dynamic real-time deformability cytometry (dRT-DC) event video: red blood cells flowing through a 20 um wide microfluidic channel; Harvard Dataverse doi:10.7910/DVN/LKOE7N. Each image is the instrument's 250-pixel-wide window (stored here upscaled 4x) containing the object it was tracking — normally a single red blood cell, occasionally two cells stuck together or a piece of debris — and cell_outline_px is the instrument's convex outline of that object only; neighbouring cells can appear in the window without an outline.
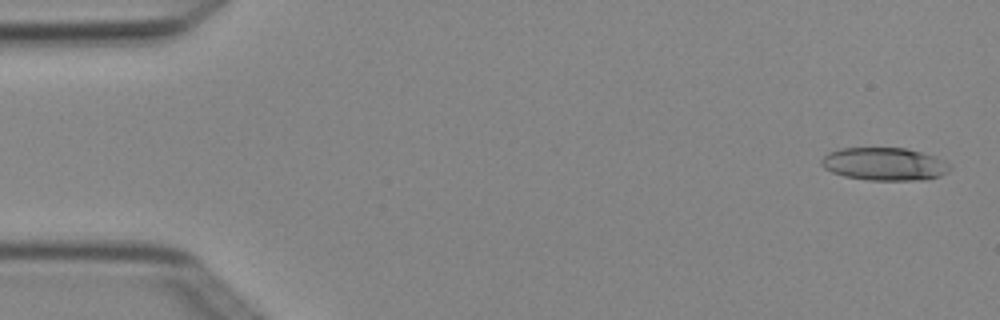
{"species": "Egyptian fruit bat (a non-hibernating species)", "species_latin": "Rousettus aegyptiacus", "temperature_condition": "cold", "stored_images_in_passage": 5, "camera_frame_rate_fps": 3000, "um_per_image_px": 0.085, "animal": {"sex": "female"}, "frame": {"image": 1, "passage_image": 1, "time_ms": 0.0, "image_size_px": [1000, 320], "cell_outline_px": [[952, 168], [948, 172], [940, 176], [928, 180], [868, 180], [844, 176], [832, 172], [824, 168], [820, 164], [820, 160], [828, 152], [840, 148], [904, 148], [936, 156], [944, 160]], "centroid_in_image_um": [75.18, 13.95], "position_along_channel_um": 9.8, "area_um2": 24.8}}
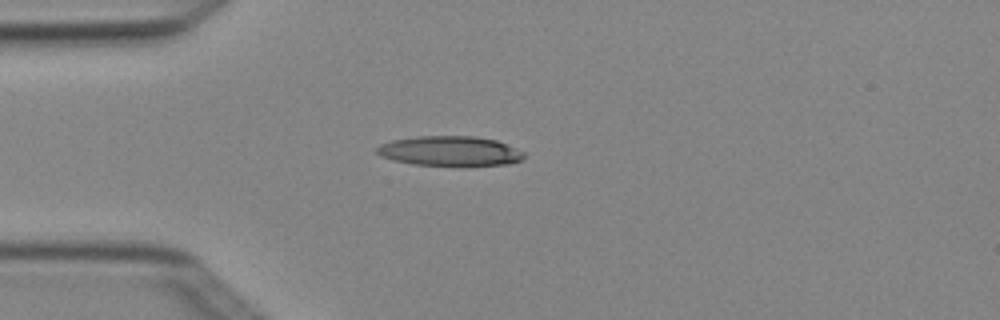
{"frame": {"image": 2, "passage_image": 4, "time_ms": 1.0, "image_size_px": [1000, 320], "cell_outline_px": [[524, 156], [520, 160], [508, 164], [412, 164], [392, 160], [380, 156], [376, 152], [376, 148], [380, 144], [392, 140], [416, 136], [476, 136], [496, 140], [524, 152]], "centroid_in_image_um": [38.18, 12.81], "position_along_channel_um": 46.8, "area_um2": 25.03}}